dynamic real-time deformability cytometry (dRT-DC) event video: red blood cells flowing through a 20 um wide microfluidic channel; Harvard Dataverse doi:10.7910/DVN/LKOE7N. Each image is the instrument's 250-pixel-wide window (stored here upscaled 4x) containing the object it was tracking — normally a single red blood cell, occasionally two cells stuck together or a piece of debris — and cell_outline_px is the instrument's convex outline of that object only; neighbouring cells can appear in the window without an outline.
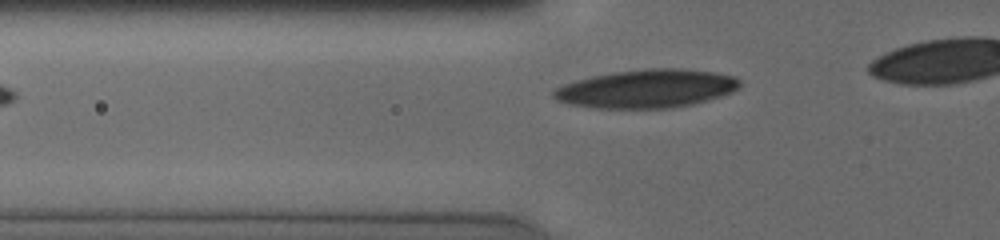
{"species": "human", "species_latin": "Homo sapiens", "temperature_condition": "cold", "stored_images_in_passage": 4, "camera_frame_rate_fps": 3000, "um_per_image_px": 0.085, "donor": {"sex": "male"}, "frame": {"image": 1, "passage_image": 2, "time_ms": 0.667, "image_size_px": [1000, 240], "cell_outline_px": [[740, 88], [732, 92], [708, 100], [692, 104], [672, 108], [592, 108], [568, 104], [556, 100], [552, 96], [552, 92], [556, 88], [564, 84], [576, 80], [592, 76], [616, 72], [644, 68], [680, 68], [712, 72], [736, 76], [740, 80]], "centroid_in_image_um": [54.96, 7.54], "position_along_channel_um": 70.8, "area_um2": 41.79}}